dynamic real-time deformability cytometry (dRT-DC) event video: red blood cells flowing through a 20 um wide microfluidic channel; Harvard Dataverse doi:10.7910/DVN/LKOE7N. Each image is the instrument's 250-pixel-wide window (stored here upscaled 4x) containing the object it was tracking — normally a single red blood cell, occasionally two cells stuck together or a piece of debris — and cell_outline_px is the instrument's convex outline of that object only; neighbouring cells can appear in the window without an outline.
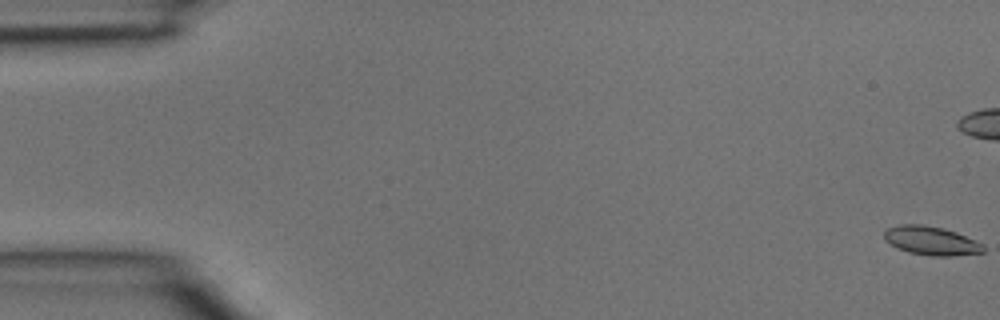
{"species": "common noctule bat (a hibernating species)", "species_latin": "Nyctalus noctula", "temperature_condition": "room temperature", "stored_images_in_passage": 6, "camera_frame_rate_fps": 3000, "um_per_image_px": 0.085, "animal": {"sex": "male", "body_mass_g": 15.6}, "frame": {"image": 1, "passage_image": 1, "time_ms": 0.0, "image_size_px": [1000, 320], "cell_outline_px": [[984, 252], [952, 256], [932, 256], [908, 252], [896, 248], [884, 240], [884, 232], [888, 228], [900, 224], [924, 224], [944, 228], [956, 232], [984, 244]], "centroid_in_image_um": [79.14, 20.46], "position_along_channel_um": 5.9, "area_um2": 16.76}}